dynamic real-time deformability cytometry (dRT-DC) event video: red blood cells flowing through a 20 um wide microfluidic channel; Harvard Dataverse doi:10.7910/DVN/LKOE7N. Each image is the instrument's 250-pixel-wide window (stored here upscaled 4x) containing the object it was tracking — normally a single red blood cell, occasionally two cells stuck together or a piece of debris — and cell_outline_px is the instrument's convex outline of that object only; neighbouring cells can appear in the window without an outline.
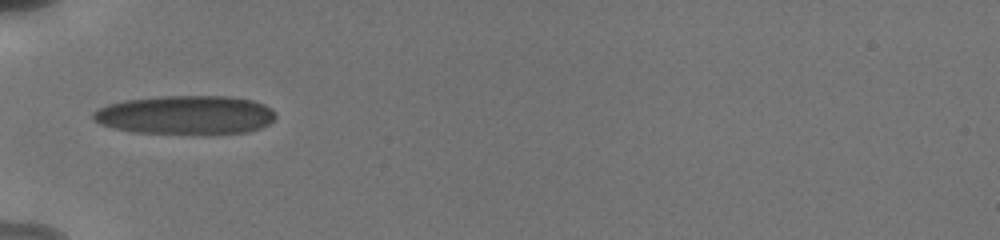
{"species": "human", "species_latin": "Homo sapiens", "temperature_condition": "cold", "stored_images_in_passage": 20, "camera_frame_rate_fps": 3000, "um_per_image_px": 0.085, "donor": {"sex": "male"}, "frame": {"image": 1, "passage_image": 1, "time_ms": 0.0, "image_size_px": [1000, 240], "cell_outline_px": [[276, 116], [268, 124], [260, 128], [248, 132], [136, 132], [112, 128], [100, 124], [92, 116], [92, 112], [108, 104], [124, 100], [160, 96], [228, 96], [252, 100], [264, 104], [272, 108], [276, 112]], "centroid_in_image_um": [15.78, 9.74], "position_along_channel_um": 69.2, "area_um2": 40.63}}
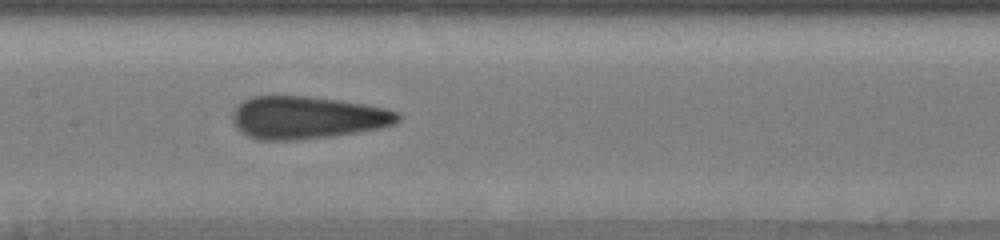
{"frame": {"image": 2, "passage_image": 12, "time_ms": 3.0, "image_size_px": [1000, 240], "cell_outline_px": [[404, 116], [396, 124], [380, 128], [332, 136], [296, 140], [256, 140], [248, 136], [236, 128], [232, 120], [232, 112], [236, 104], [252, 96], [304, 96], [340, 100], [364, 104], [384, 108], [400, 112]], "centroid_in_image_um": [26.11, 9.99], "position_along_channel_um": 181.3, "area_um2": 41.38}}
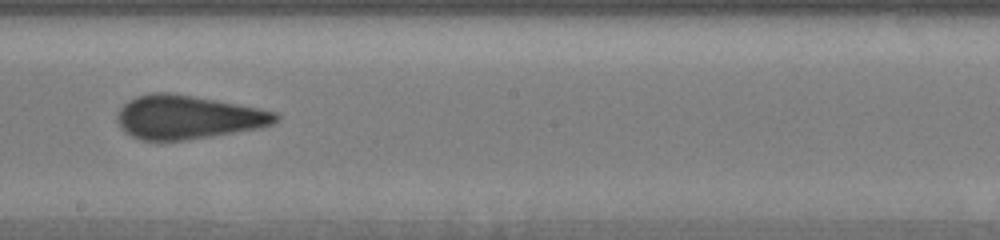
{"frame": {"image": 3, "passage_image": 17, "time_ms": 4.333, "image_size_px": [1000, 240], "cell_outline_px": [[280, 116], [272, 124], [256, 128], [212, 136], [180, 140], [140, 140], [124, 132], [116, 120], [116, 112], [128, 100], [136, 96], [152, 92], [168, 92], [216, 100], [276, 112]], "centroid_in_image_um": [15.88, 9.95], "position_along_channel_um": 232.3, "area_um2": 39.94}}